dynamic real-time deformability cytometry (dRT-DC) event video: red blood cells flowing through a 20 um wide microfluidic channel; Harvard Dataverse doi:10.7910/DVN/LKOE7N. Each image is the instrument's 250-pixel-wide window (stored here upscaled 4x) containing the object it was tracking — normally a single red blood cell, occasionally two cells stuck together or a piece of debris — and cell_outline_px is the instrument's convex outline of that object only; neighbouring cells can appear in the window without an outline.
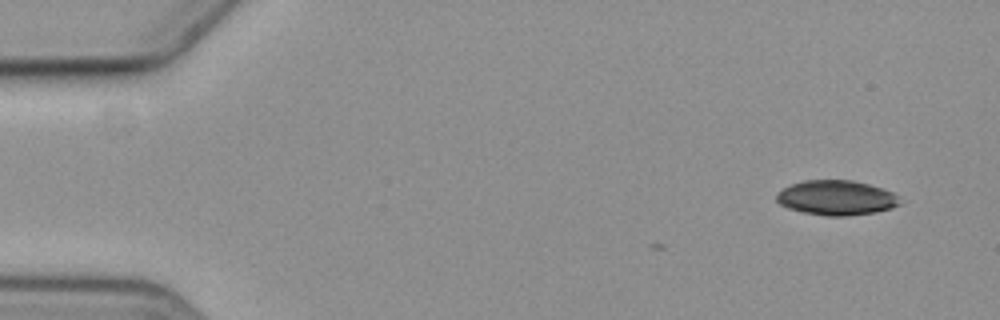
{"species": "common noctule bat (a hibernating species)", "species_latin": "Nyctalus noctula", "temperature_condition": "cold", "stored_images_in_passage": 7, "camera_frame_rate_fps": 3000, "um_per_image_px": 0.085, "animal": {"sex": "female", "body_mass_g": 19.3, "forearm_length_mm": 54.1}, "frame": {"image": 1, "passage_image": 1, "time_ms": 0.0, "image_size_px": [1000, 320], "cell_outline_px": [[900, 204], [892, 208], [876, 212], [848, 216], [828, 216], [804, 212], [788, 208], [780, 204], [776, 200], [776, 196], [784, 188], [792, 184], [804, 180], [852, 180], [868, 184], [892, 192], [896, 196]], "centroid_in_image_um": [71.08, 16.81], "position_along_channel_um": 13.9, "area_um2": 24.74}}
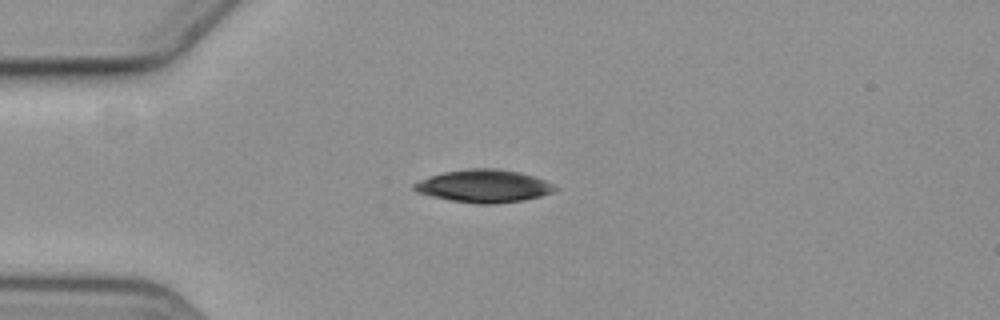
{"frame": {"image": 2, "passage_image": 4, "time_ms": 3.667, "image_size_px": [1000, 320], "cell_outline_px": [[560, 188], [552, 192], [540, 196], [524, 200], [492, 204], [476, 204], [452, 200], [432, 196], [416, 192], [412, 188], [412, 184], [420, 180], [444, 172], [464, 168], [496, 168], [520, 172], [544, 180]], "centroid_in_image_um": [41.12, 15.81], "position_along_channel_um": 43.9, "area_um2": 26.82}}
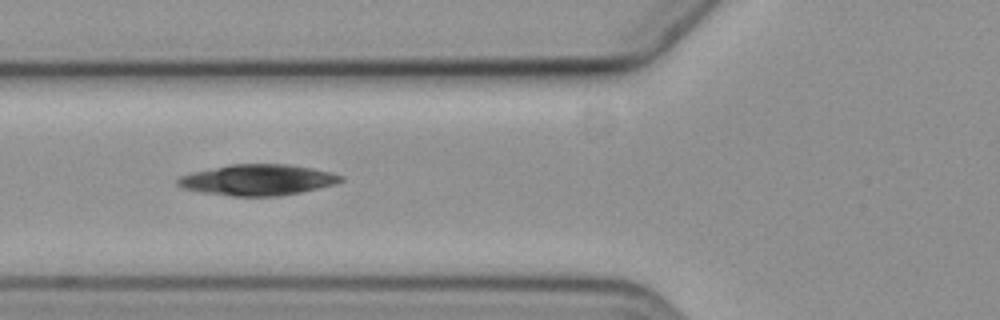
{"frame": {"image": 3, "passage_image": 6, "time_ms": 6.0, "image_size_px": [1000, 320], "cell_outline_px": [[344, 180], [336, 184], [300, 192], [280, 196], [232, 196], [200, 192], [180, 188], [176, 184], [176, 180], [180, 176], [192, 172], [228, 164], [288, 164], [312, 168], [332, 172], [344, 176]], "centroid_in_image_um": [21.88, 15.29], "position_along_channel_um": 103.9, "area_um2": 29.65}}